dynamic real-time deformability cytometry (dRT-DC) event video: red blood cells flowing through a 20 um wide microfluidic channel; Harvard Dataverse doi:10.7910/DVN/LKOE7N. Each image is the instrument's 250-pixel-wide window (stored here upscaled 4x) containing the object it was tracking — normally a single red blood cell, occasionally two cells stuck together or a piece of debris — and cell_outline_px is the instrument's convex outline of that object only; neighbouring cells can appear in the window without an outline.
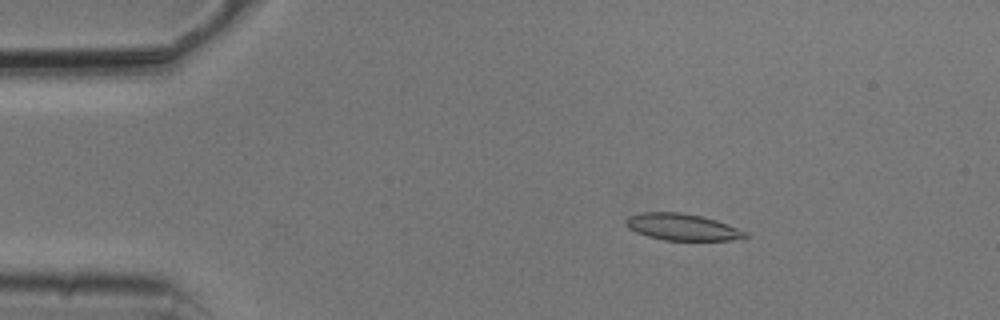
{"species": "common noctule bat (a hibernating species)", "species_latin": "Nyctalus noctula", "temperature_condition": "cold", "stored_images_in_passage": 46, "camera_frame_rate_fps": 3000, "um_per_image_px": 0.085, "animal": {"sex": "male", "body_mass_g": 20.5, "forearm_length_mm": 52.5}, "frame": {"image": 1, "passage_image": 2, "time_ms": 0.333, "image_size_px": [1000, 320], "cell_outline_px": [[748, 236], [732, 240], [664, 240], [648, 236], [636, 232], [628, 228], [628, 216], [644, 212], [680, 212], [700, 216], [716, 220], [728, 224], [748, 232]], "centroid_in_image_um": [58.02, 19.3], "position_along_channel_um": 27.0, "area_um2": 18.32}}
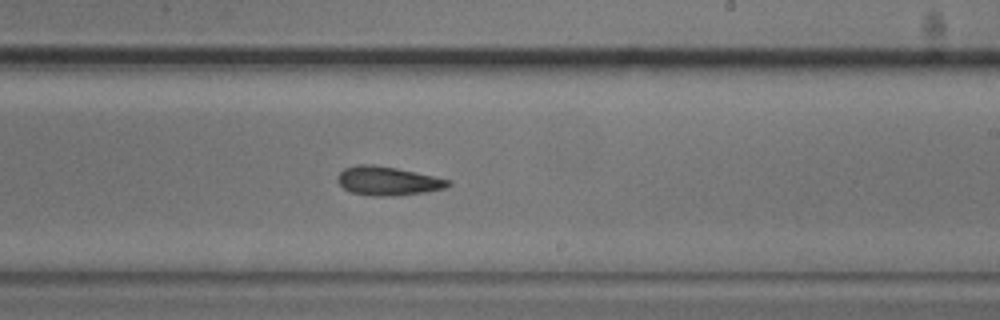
{"frame": {"image": 2, "passage_image": 25, "time_ms": 8.0, "image_size_px": [1000, 320], "cell_outline_px": [[452, 184], [444, 188], [424, 192], [392, 196], [372, 196], [352, 192], [344, 188], [336, 180], [336, 176], [344, 168], [356, 164], [372, 164], [396, 168], [416, 172], [452, 180]], "centroid_in_image_um": [32.95, 15.37], "position_along_channel_um": 256.1, "area_um2": 18.61}}
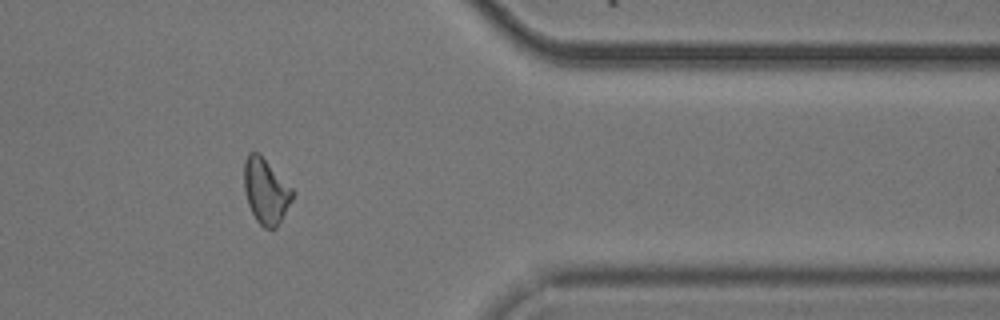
{"frame": {"image": 3, "passage_image": 37, "time_ms": 12.0, "image_size_px": [1000, 320], "cell_outline_px": [[292, 200], [276, 228], [264, 228], [256, 220], [248, 204], [244, 192], [244, 160], [248, 152], [256, 152], [292, 188]], "centroid_in_image_um": [22.56, 16.27], "position_along_channel_um": 388.8, "area_um2": 17.92}, "authors_computed_cell_mechanics": {"area_um2": 18.5538, "velocity_mm_per_s": 3.7664, "shape_relaxation_time_tau1_ms": 4.3704, "shape_relaxation_time_tau2_ms": 5.0254, "deformation_change_tau1": 0.1119, "deformation_change_tau2": 0.13}}